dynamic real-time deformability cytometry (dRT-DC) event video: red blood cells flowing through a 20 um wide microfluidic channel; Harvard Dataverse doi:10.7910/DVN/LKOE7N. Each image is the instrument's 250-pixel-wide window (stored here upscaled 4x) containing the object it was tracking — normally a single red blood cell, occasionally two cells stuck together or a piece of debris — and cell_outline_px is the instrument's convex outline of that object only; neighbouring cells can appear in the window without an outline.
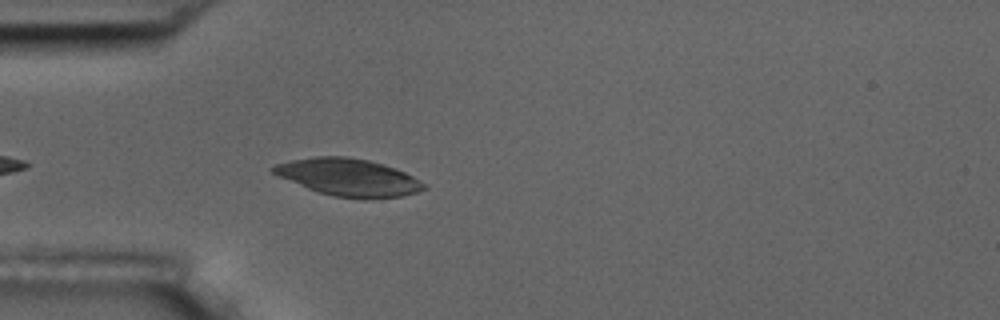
{"species": "common noctule bat (a hibernating species)", "species_latin": "Nyctalus noctula", "temperature_condition": "room temperature", "stored_images_in_passage": 3, "camera_frame_rate_fps": 3000, "um_per_image_px": 0.085, "animal": {"sex": "male", "body_mass_g": 17.5, "forearm_length_mm": 52.3}, "frame": {"image": 1, "passage_image": 3, "time_ms": 2.333, "image_size_px": [1000, 320], "cell_outline_px": [[428, 188], [416, 192], [400, 196], [332, 196], [308, 188], [280, 176], [272, 172], [268, 168], [276, 164], [292, 160], [316, 156], [344, 156], [368, 160], [384, 164], [396, 168], [428, 184]], "centroid_in_image_um": [29.62, 15.03], "position_along_channel_um": 55.4, "area_um2": 31.79}}